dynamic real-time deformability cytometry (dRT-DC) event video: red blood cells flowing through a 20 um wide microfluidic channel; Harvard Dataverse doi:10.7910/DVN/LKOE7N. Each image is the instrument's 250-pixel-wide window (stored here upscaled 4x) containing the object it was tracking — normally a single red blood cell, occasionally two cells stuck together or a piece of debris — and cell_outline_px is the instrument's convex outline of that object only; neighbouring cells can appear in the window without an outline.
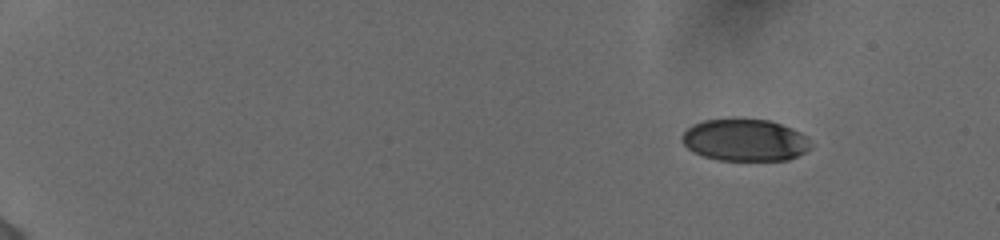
{"species": "human", "species_latin": "Homo sapiens", "temperature_condition": "cold", "stored_images_in_passage": 49, "camera_frame_rate_fps": 3000, "um_per_image_px": 0.085, "donor": {"sex": "female"}, "frame": {"image": 1, "passage_image": 1, "time_ms": 0.0, "image_size_px": [1000, 240], "cell_outline_px": [[812, 148], [788, 160], [720, 160], [704, 156], [688, 148], [680, 140], [680, 136], [692, 124], [704, 120], [732, 116], [736, 116], [768, 120], [792, 128], [808, 136]], "centroid_in_image_um": [63.31, 11.86], "position_along_channel_um": 21.7, "area_um2": 32.25}}
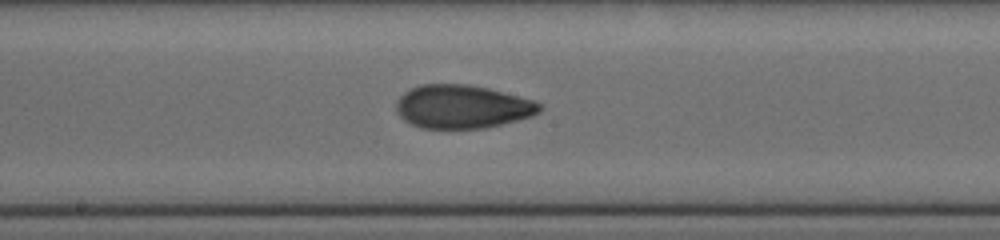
{"frame": {"image": 2, "passage_image": 27, "time_ms": 8.667, "image_size_px": [1000, 240], "cell_outline_px": [[544, 108], [540, 112], [532, 116], [484, 128], [420, 128], [404, 120], [396, 112], [396, 100], [404, 92], [420, 84], [468, 84], [488, 88], [532, 100], [540, 104]], "centroid_in_image_um": [39.26, 9.06], "position_along_channel_um": 208.9, "area_um2": 36.18}}
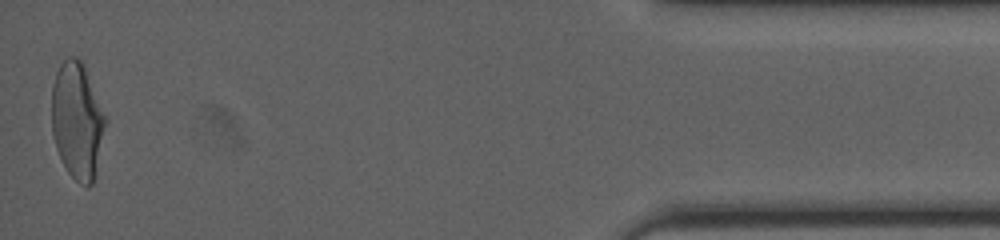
{"frame": {"image": 3, "passage_image": 49, "time_ms": 16.0, "image_size_px": [1000, 240], "cell_outline_px": [[104, 124], [92, 184], [88, 188], [80, 184], [68, 172], [56, 148], [52, 132], [52, 84], [56, 72], [60, 64], [68, 56], [76, 56], [84, 64], [104, 116]], "centroid_in_image_um": [6.5, 10.21], "position_along_channel_um": 428.7, "area_um2": 35.43}, "authors_computed_cell_mechanics": {"area_um2": 35.258, "velocity_mm_per_s": 3.8988, "shape_relaxation_time_tau1_ms": 5.0596, "shape_relaxation_time_tau2_ms": 1.4727, "deformation_change_tau1": 0.1877, "deformation_change_tau2": 0.0631}}